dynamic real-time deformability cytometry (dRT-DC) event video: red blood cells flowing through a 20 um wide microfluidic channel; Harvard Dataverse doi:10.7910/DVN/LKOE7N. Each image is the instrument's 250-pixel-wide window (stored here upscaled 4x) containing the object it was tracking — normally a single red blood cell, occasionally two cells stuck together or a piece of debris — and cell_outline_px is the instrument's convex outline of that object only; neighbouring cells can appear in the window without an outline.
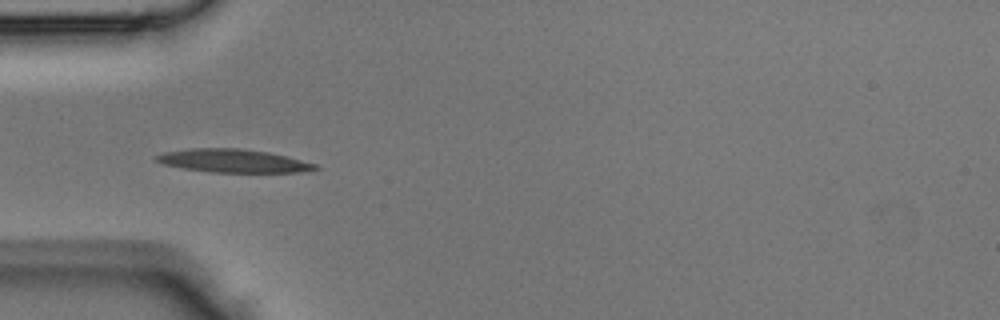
{"species": "Egyptian fruit bat (a non-hibernating species)", "species_latin": "Rousettus aegyptiacus", "temperature_condition": "room temperature", "stored_images_in_passage": 36, "camera_frame_rate_fps": 3000, "um_per_image_px": 0.085, "animal": {"sex": "male"}, "frame": {"image": 1, "passage_image": 5, "time_ms": 1.333, "image_size_px": [1000, 320], "cell_outline_px": [[320, 168], [300, 172], [212, 172], [184, 168], [160, 164], [152, 156], [164, 152], [192, 148], [240, 148], [268, 152], [316, 164]], "centroid_in_image_um": [19.75, 13.66], "position_along_channel_um": 65.2, "area_um2": 21.39}}
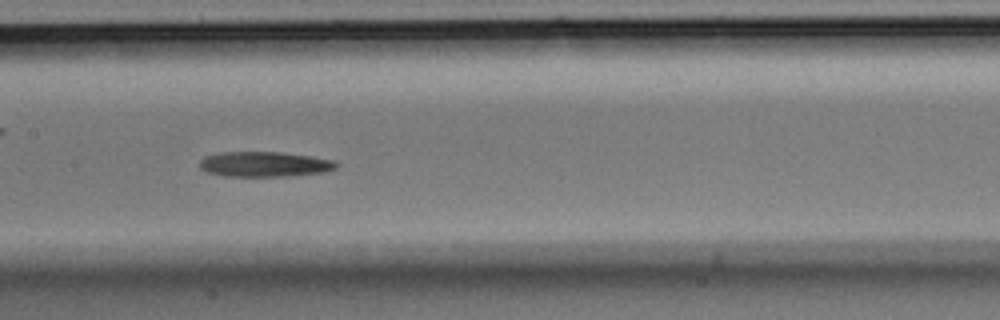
{"frame": {"image": 2, "passage_image": 13, "time_ms": 4.0, "image_size_px": [1000, 320], "cell_outline_px": [[340, 164], [336, 168], [324, 172], [288, 176], [224, 176], [208, 172], [200, 168], [200, 160], [204, 156], [220, 152], [284, 152], [312, 156], [336, 160]], "centroid_in_image_um": [22.52, 13.95], "position_along_channel_um": 184.9, "area_um2": 20.23}}
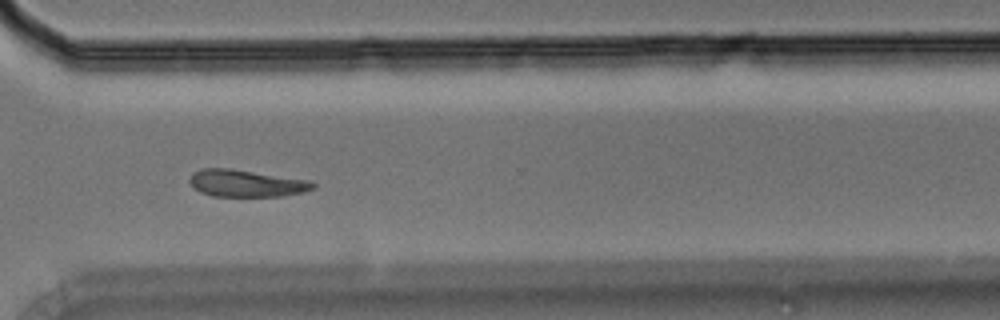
{"frame": {"image": 3, "passage_image": 24, "time_ms": 7.667, "image_size_px": [1000, 320], "cell_outline_px": [[316, 188], [304, 192], [284, 196], [212, 196], [200, 192], [192, 188], [188, 180], [192, 172], [200, 168], [232, 168], [308, 180], [316, 184]], "centroid_in_image_um": [20.89, 15.57], "position_along_channel_um": 349.7, "area_um2": 19.77}}